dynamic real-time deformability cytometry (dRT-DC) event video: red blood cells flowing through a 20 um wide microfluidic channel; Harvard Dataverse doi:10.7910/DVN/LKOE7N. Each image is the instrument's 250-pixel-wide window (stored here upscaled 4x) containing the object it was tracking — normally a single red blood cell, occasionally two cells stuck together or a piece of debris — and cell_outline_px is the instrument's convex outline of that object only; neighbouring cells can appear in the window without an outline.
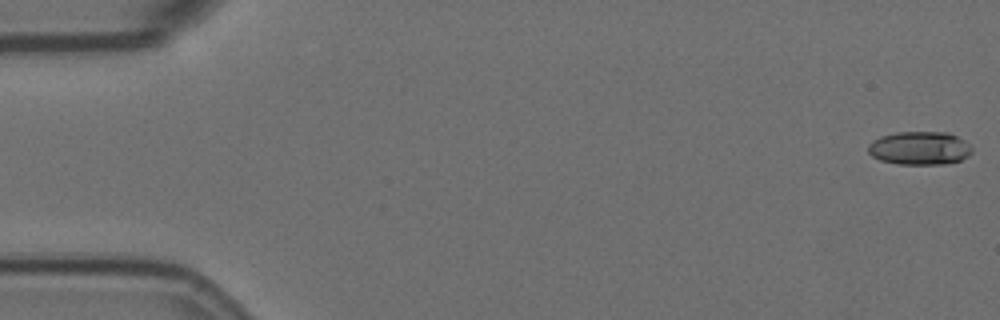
{"species": "Egyptian fruit bat (a non-hibernating species)", "species_latin": "Rousettus aegyptiacus", "temperature_condition": "room temperature", "stored_images_in_passage": 15, "camera_frame_rate_fps": 3000, "um_per_image_px": 0.085, "animal": {"sex": "female"}, "frame": {"image": 1, "passage_image": 1, "time_ms": 0.0, "image_size_px": [1000, 320], "cell_outline_px": [[972, 152], [968, 156], [960, 160], [944, 164], [896, 164], [880, 160], [872, 156], [868, 152], [868, 144], [872, 140], [880, 136], [896, 132], [948, 132], [964, 140], [972, 148]], "centroid_in_image_um": [78.14, 12.59], "position_along_channel_um": 6.9, "area_um2": 20.29}}
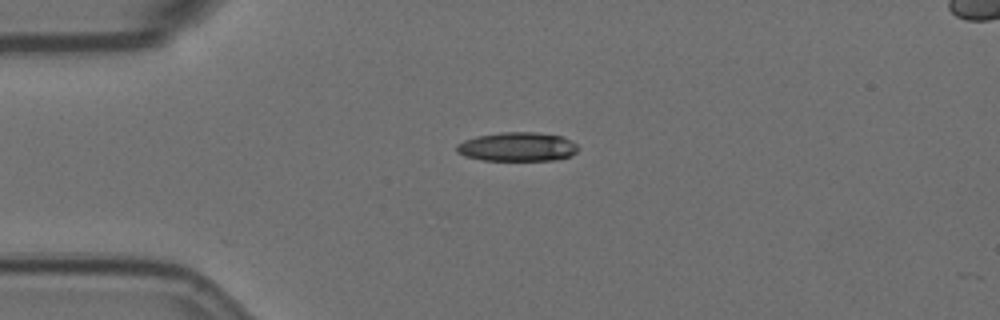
{"frame": {"image": 2, "passage_image": 14, "time_ms": 4.333, "image_size_px": [1000, 320], "cell_outline_px": [[580, 148], [572, 156], [556, 160], [484, 160], [464, 156], [456, 152], [456, 144], [464, 140], [476, 136], [500, 132], [536, 132], [560, 136], [576, 144]], "centroid_in_image_um": [43.96, 12.48], "position_along_channel_um": 41.0, "area_um2": 20.63}}